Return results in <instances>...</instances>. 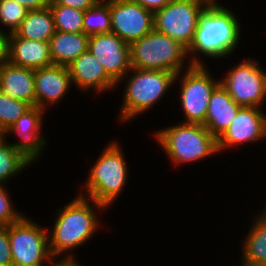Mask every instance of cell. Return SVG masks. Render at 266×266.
Wrapping results in <instances>:
<instances>
[{
	"label": "cell",
	"mask_w": 266,
	"mask_h": 266,
	"mask_svg": "<svg viewBox=\"0 0 266 266\" xmlns=\"http://www.w3.org/2000/svg\"><path fill=\"white\" fill-rule=\"evenodd\" d=\"M103 210L107 211L104 205L80 194L63 208H58L53 226L48 227L51 256L74 259V250L90 241L101 227L98 212Z\"/></svg>",
	"instance_id": "cell-1"
},
{
	"label": "cell",
	"mask_w": 266,
	"mask_h": 266,
	"mask_svg": "<svg viewBox=\"0 0 266 266\" xmlns=\"http://www.w3.org/2000/svg\"><path fill=\"white\" fill-rule=\"evenodd\" d=\"M241 28L236 13L218 0L211 1L199 18L193 43L187 50L189 62L205 65L203 56L219 60L232 55L240 44Z\"/></svg>",
	"instance_id": "cell-2"
},
{
	"label": "cell",
	"mask_w": 266,
	"mask_h": 266,
	"mask_svg": "<svg viewBox=\"0 0 266 266\" xmlns=\"http://www.w3.org/2000/svg\"><path fill=\"white\" fill-rule=\"evenodd\" d=\"M116 140H112L104 147L100 156L89 169V175L78 194L88 197L106 208L118 200L127 179L129 168L124 155L123 147ZM84 192V193H83Z\"/></svg>",
	"instance_id": "cell-3"
},
{
	"label": "cell",
	"mask_w": 266,
	"mask_h": 266,
	"mask_svg": "<svg viewBox=\"0 0 266 266\" xmlns=\"http://www.w3.org/2000/svg\"><path fill=\"white\" fill-rule=\"evenodd\" d=\"M153 136L175 167L219 154L217 139L201 124L177 122L157 130Z\"/></svg>",
	"instance_id": "cell-4"
},
{
	"label": "cell",
	"mask_w": 266,
	"mask_h": 266,
	"mask_svg": "<svg viewBox=\"0 0 266 266\" xmlns=\"http://www.w3.org/2000/svg\"><path fill=\"white\" fill-rule=\"evenodd\" d=\"M176 74L165 70H143L131 68L117 83L125 80L122 105L118 120L129 122L144 112L151 110L160 99L174 86ZM173 85V86H172Z\"/></svg>",
	"instance_id": "cell-5"
},
{
	"label": "cell",
	"mask_w": 266,
	"mask_h": 266,
	"mask_svg": "<svg viewBox=\"0 0 266 266\" xmlns=\"http://www.w3.org/2000/svg\"><path fill=\"white\" fill-rule=\"evenodd\" d=\"M130 56L131 68L165 70L176 75L192 65L182 44L155 29L130 44Z\"/></svg>",
	"instance_id": "cell-6"
},
{
	"label": "cell",
	"mask_w": 266,
	"mask_h": 266,
	"mask_svg": "<svg viewBox=\"0 0 266 266\" xmlns=\"http://www.w3.org/2000/svg\"><path fill=\"white\" fill-rule=\"evenodd\" d=\"M208 65H191L176 75L179 80V101L184 114L183 123L204 124L208 111L209 99L214 89L220 84V78H213Z\"/></svg>",
	"instance_id": "cell-7"
},
{
	"label": "cell",
	"mask_w": 266,
	"mask_h": 266,
	"mask_svg": "<svg viewBox=\"0 0 266 266\" xmlns=\"http://www.w3.org/2000/svg\"><path fill=\"white\" fill-rule=\"evenodd\" d=\"M9 243L13 266H48L54 259L49 250L48 227L26 215L9 225Z\"/></svg>",
	"instance_id": "cell-8"
},
{
	"label": "cell",
	"mask_w": 266,
	"mask_h": 266,
	"mask_svg": "<svg viewBox=\"0 0 266 266\" xmlns=\"http://www.w3.org/2000/svg\"><path fill=\"white\" fill-rule=\"evenodd\" d=\"M209 0H172L154 12V29L178 41L187 50L193 43L199 18Z\"/></svg>",
	"instance_id": "cell-9"
},
{
	"label": "cell",
	"mask_w": 266,
	"mask_h": 266,
	"mask_svg": "<svg viewBox=\"0 0 266 266\" xmlns=\"http://www.w3.org/2000/svg\"><path fill=\"white\" fill-rule=\"evenodd\" d=\"M260 62L245 57L228 69L222 76L220 84L226 89L233 100L242 107L264 106L266 101V69Z\"/></svg>",
	"instance_id": "cell-10"
},
{
	"label": "cell",
	"mask_w": 266,
	"mask_h": 266,
	"mask_svg": "<svg viewBox=\"0 0 266 266\" xmlns=\"http://www.w3.org/2000/svg\"><path fill=\"white\" fill-rule=\"evenodd\" d=\"M111 32L128 44L154 29V12L132 0H110Z\"/></svg>",
	"instance_id": "cell-11"
},
{
	"label": "cell",
	"mask_w": 266,
	"mask_h": 266,
	"mask_svg": "<svg viewBox=\"0 0 266 266\" xmlns=\"http://www.w3.org/2000/svg\"><path fill=\"white\" fill-rule=\"evenodd\" d=\"M45 110L32 106L27 112L20 116L5 132L6 138L11 136L19 137V142L10 143L32 165L41 158L46 149L47 140L42 135L43 118Z\"/></svg>",
	"instance_id": "cell-12"
},
{
	"label": "cell",
	"mask_w": 266,
	"mask_h": 266,
	"mask_svg": "<svg viewBox=\"0 0 266 266\" xmlns=\"http://www.w3.org/2000/svg\"><path fill=\"white\" fill-rule=\"evenodd\" d=\"M266 138V113L258 107H242L229 127L217 139L221 154L246 143H257ZM228 148V149H227Z\"/></svg>",
	"instance_id": "cell-13"
},
{
	"label": "cell",
	"mask_w": 266,
	"mask_h": 266,
	"mask_svg": "<svg viewBox=\"0 0 266 266\" xmlns=\"http://www.w3.org/2000/svg\"><path fill=\"white\" fill-rule=\"evenodd\" d=\"M88 51L97 58L116 84L131 69L130 44L113 32L91 35Z\"/></svg>",
	"instance_id": "cell-14"
},
{
	"label": "cell",
	"mask_w": 266,
	"mask_h": 266,
	"mask_svg": "<svg viewBox=\"0 0 266 266\" xmlns=\"http://www.w3.org/2000/svg\"><path fill=\"white\" fill-rule=\"evenodd\" d=\"M34 78L35 106L45 110L46 113L48 107L55 106L63 100L74 87L66 66L52 64L38 68L34 70Z\"/></svg>",
	"instance_id": "cell-15"
},
{
	"label": "cell",
	"mask_w": 266,
	"mask_h": 266,
	"mask_svg": "<svg viewBox=\"0 0 266 266\" xmlns=\"http://www.w3.org/2000/svg\"><path fill=\"white\" fill-rule=\"evenodd\" d=\"M72 84L81 92H98L115 90L117 84L107 75L102 64L89 51L82 53L67 66ZM89 90V91H88Z\"/></svg>",
	"instance_id": "cell-16"
},
{
	"label": "cell",
	"mask_w": 266,
	"mask_h": 266,
	"mask_svg": "<svg viewBox=\"0 0 266 266\" xmlns=\"http://www.w3.org/2000/svg\"><path fill=\"white\" fill-rule=\"evenodd\" d=\"M7 61L32 70L53 64L49 42L21 38L15 32L8 36Z\"/></svg>",
	"instance_id": "cell-17"
},
{
	"label": "cell",
	"mask_w": 266,
	"mask_h": 266,
	"mask_svg": "<svg viewBox=\"0 0 266 266\" xmlns=\"http://www.w3.org/2000/svg\"><path fill=\"white\" fill-rule=\"evenodd\" d=\"M0 90L12 98L35 106L34 70L5 61L0 66Z\"/></svg>",
	"instance_id": "cell-18"
},
{
	"label": "cell",
	"mask_w": 266,
	"mask_h": 266,
	"mask_svg": "<svg viewBox=\"0 0 266 266\" xmlns=\"http://www.w3.org/2000/svg\"><path fill=\"white\" fill-rule=\"evenodd\" d=\"M241 108L242 106L238 105L226 89L219 84L209 99L208 111L203 125L218 139Z\"/></svg>",
	"instance_id": "cell-19"
},
{
	"label": "cell",
	"mask_w": 266,
	"mask_h": 266,
	"mask_svg": "<svg viewBox=\"0 0 266 266\" xmlns=\"http://www.w3.org/2000/svg\"><path fill=\"white\" fill-rule=\"evenodd\" d=\"M89 37L84 32L56 31L49 41L53 64L68 66L82 53L88 51Z\"/></svg>",
	"instance_id": "cell-20"
},
{
	"label": "cell",
	"mask_w": 266,
	"mask_h": 266,
	"mask_svg": "<svg viewBox=\"0 0 266 266\" xmlns=\"http://www.w3.org/2000/svg\"><path fill=\"white\" fill-rule=\"evenodd\" d=\"M255 218V219H254ZM242 242L239 266H266V225L256 215Z\"/></svg>",
	"instance_id": "cell-21"
},
{
	"label": "cell",
	"mask_w": 266,
	"mask_h": 266,
	"mask_svg": "<svg viewBox=\"0 0 266 266\" xmlns=\"http://www.w3.org/2000/svg\"><path fill=\"white\" fill-rule=\"evenodd\" d=\"M15 33L21 38L49 42L56 33L54 18L49 6L29 11Z\"/></svg>",
	"instance_id": "cell-22"
},
{
	"label": "cell",
	"mask_w": 266,
	"mask_h": 266,
	"mask_svg": "<svg viewBox=\"0 0 266 266\" xmlns=\"http://www.w3.org/2000/svg\"><path fill=\"white\" fill-rule=\"evenodd\" d=\"M32 164L25 159L19 152H17L6 137L0 138V184L12 180V178L29 169Z\"/></svg>",
	"instance_id": "cell-23"
},
{
	"label": "cell",
	"mask_w": 266,
	"mask_h": 266,
	"mask_svg": "<svg viewBox=\"0 0 266 266\" xmlns=\"http://www.w3.org/2000/svg\"><path fill=\"white\" fill-rule=\"evenodd\" d=\"M111 29L110 0H99L84 11L83 32L86 35L110 33Z\"/></svg>",
	"instance_id": "cell-24"
},
{
	"label": "cell",
	"mask_w": 266,
	"mask_h": 266,
	"mask_svg": "<svg viewBox=\"0 0 266 266\" xmlns=\"http://www.w3.org/2000/svg\"><path fill=\"white\" fill-rule=\"evenodd\" d=\"M49 8L54 18L56 31L83 32L84 11L59 4H49Z\"/></svg>",
	"instance_id": "cell-25"
},
{
	"label": "cell",
	"mask_w": 266,
	"mask_h": 266,
	"mask_svg": "<svg viewBox=\"0 0 266 266\" xmlns=\"http://www.w3.org/2000/svg\"><path fill=\"white\" fill-rule=\"evenodd\" d=\"M31 107L30 104L12 98L0 90V130L4 133Z\"/></svg>",
	"instance_id": "cell-26"
},
{
	"label": "cell",
	"mask_w": 266,
	"mask_h": 266,
	"mask_svg": "<svg viewBox=\"0 0 266 266\" xmlns=\"http://www.w3.org/2000/svg\"><path fill=\"white\" fill-rule=\"evenodd\" d=\"M27 10L23 5L12 0H0V29L7 27L5 31L8 34L14 33L21 25L22 21L27 16Z\"/></svg>",
	"instance_id": "cell-27"
},
{
	"label": "cell",
	"mask_w": 266,
	"mask_h": 266,
	"mask_svg": "<svg viewBox=\"0 0 266 266\" xmlns=\"http://www.w3.org/2000/svg\"><path fill=\"white\" fill-rule=\"evenodd\" d=\"M6 187V185L0 184V226H9L25 215L14 207L13 200L10 198L12 196Z\"/></svg>",
	"instance_id": "cell-28"
},
{
	"label": "cell",
	"mask_w": 266,
	"mask_h": 266,
	"mask_svg": "<svg viewBox=\"0 0 266 266\" xmlns=\"http://www.w3.org/2000/svg\"><path fill=\"white\" fill-rule=\"evenodd\" d=\"M0 266H13L9 243V226H0Z\"/></svg>",
	"instance_id": "cell-29"
},
{
	"label": "cell",
	"mask_w": 266,
	"mask_h": 266,
	"mask_svg": "<svg viewBox=\"0 0 266 266\" xmlns=\"http://www.w3.org/2000/svg\"><path fill=\"white\" fill-rule=\"evenodd\" d=\"M99 0H50L49 4H59L85 11L93 7Z\"/></svg>",
	"instance_id": "cell-30"
},
{
	"label": "cell",
	"mask_w": 266,
	"mask_h": 266,
	"mask_svg": "<svg viewBox=\"0 0 266 266\" xmlns=\"http://www.w3.org/2000/svg\"><path fill=\"white\" fill-rule=\"evenodd\" d=\"M132 1L139 3L145 9L155 12L165 7L172 0H132Z\"/></svg>",
	"instance_id": "cell-31"
},
{
	"label": "cell",
	"mask_w": 266,
	"mask_h": 266,
	"mask_svg": "<svg viewBox=\"0 0 266 266\" xmlns=\"http://www.w3.org/2000/svg\"><path fill=\"white\" fill-rule=\"evenodd\" d=\"M23 5L27 10H40L49 6L50 0H12Z\"/></svg>",
	"instance_id": "cell-32"
},
{
	"label": "cell",
	"mask_w": 266,
	"mask_h": 266,
	"mask_svg": "<svg viewBox=\"0 0 266 266\" xmlns=\"http://www.w3.org/2000/svg\"><path fill=\"white\" fill-rule=\"evenodd\" d=\"M8 36L9 34L0 29V64L7 61L8 58Z\"/></svg>",
	"instance_id": "cell-33"
},
{
	"label": "cell",
	"mask_w": 266,
	"mask_h": 266,
	"mask_svg": "<svg viewBox=\"0 0 266 266\" xmlns=\"http://www.w3.org/2000/svg\"><path fill=\"white\" fill-rule=\"evenodd\" d=\"M48 266H82L76 258H54Z\"/></svg>",
	"instance_id": "cell-34"
},
{
	"label": "cell",
	"mask_w": 266,
	"mask_h": 266,
	"mask_svg": "<svg viewBox=\"0 0 266 266\" xmlns=\"http://www.w3.org/2000/svg\"><path fill=\"white\" fill-rule=\"evenodd\" d=\"M256 215V217L263 223L266 225V205L265 208H263V210L260 211V213L258 212V214H254ZM258 215V216H257Z\"/></svg>",
	"instance_id": "cell-35"
},
{
	"label": "cell",
	"mask_w": 266,
	"mask_h": 266,
	"mask_svg": "<svg viewBox=\"0 0 266 266\" xmlns=\"http://www.w3.org/2000/svg\"><path fill=\"white\" fill-rule=\"evenodd\" d=\"M4 136V133L0 130V138Z\"/></svg>",
	"instance_id": "cell-36"
}]
</instances>
